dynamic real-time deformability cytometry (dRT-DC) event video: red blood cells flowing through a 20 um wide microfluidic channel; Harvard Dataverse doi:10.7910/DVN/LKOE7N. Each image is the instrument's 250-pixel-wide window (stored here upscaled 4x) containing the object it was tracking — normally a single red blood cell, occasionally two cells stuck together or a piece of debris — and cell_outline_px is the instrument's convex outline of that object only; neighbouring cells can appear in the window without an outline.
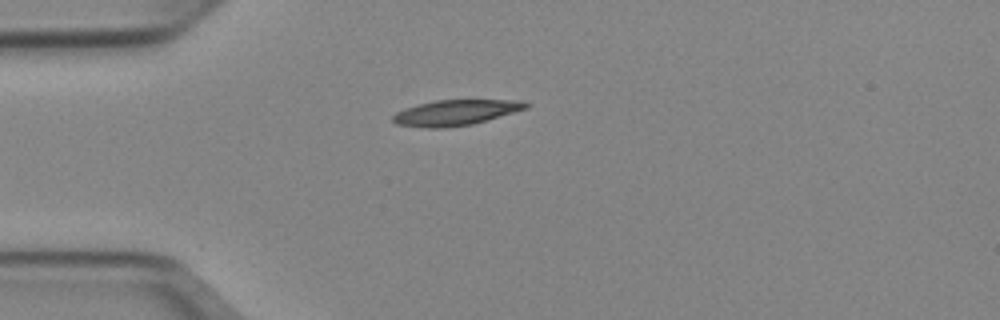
{"species": "Egyptian fruit bat (a non-hibernating species)", "species_latin": "Rousettus aegyptiacus", "temperature_condition": "cold", "stored_images_in_passage": 39, "camera_frame_rate_fps": 3000, "um_per_image_px": 0.085, "animal": {"sex": "female"}, "frame": {"image": 1, "passage_image": 1, "time_ms": 0.0, "image_size_px": [1000, 320], "cell_outline_px": [[528, 108], [472, 124], [444, 128], [424, 128], [396, 124], [392, 120], [392, 116], [396, 112], [404, 108], [436, 100], [524, 100], [528, 104]], "centroid_in_image_um": [38.7, 9.57], "position_along_channel_um": 46.3, "area_um2": 19.71}}
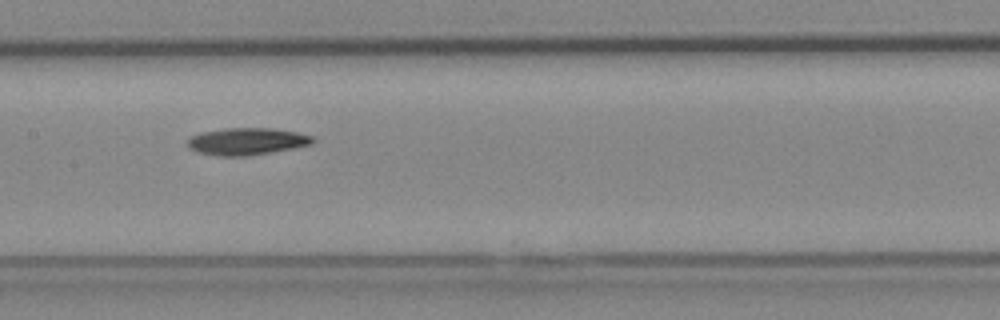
{"frame": {"image": 2, "passage_image": 13, "time_ms": 4.0, "image_size_px": [1000, 320], "cell_outline_px": [[316, 140], [312, 144], [292, 148], [248, 156], [220, 156], [200, 152], [188, 148], [188, 140], [192, 136], [200, 132], [224, 128], [272, 128], [296, 132], [312, 136]], "centroid_in_image_um": [20.98, 12.01], "position_along_channel_um": 186.4, "area_um2": 19.65}}
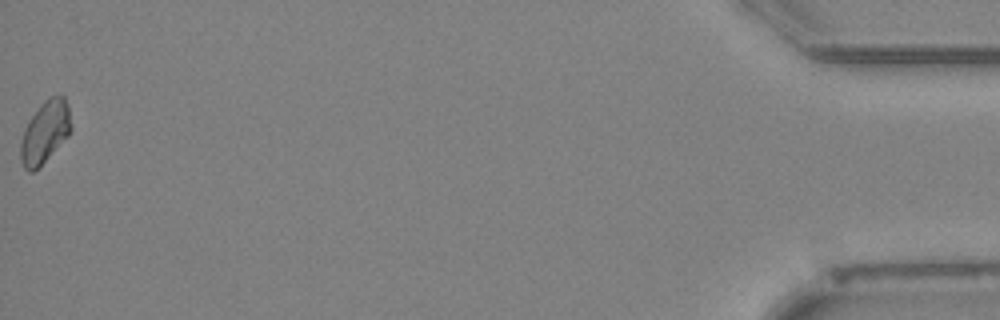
{"frame": {"image": 3, "passage_image": 39, "time_ms": 12.667, "image_size_px": [1000, 320], "cell_outline_px": [[72, 128], [68, 136], [32, 172], [28, 172], [24, 168], [20, 160], [20, 144], [24, 128], [28, 120], [40, 104], [48, 96], [64, 96], [68, 104]], "centroid_in_image_um": [3.81, 11.18], "position_along_channel_um": 431.4, "area_um2": 18.15}, "authors_computed_cell_mechanics": {"area_um2": 18.8428, "velocity_mm_per_s": 3.9563, "shape_relaxation_time_tau1_ms": 9.8675, "shape_relaxation_time_tau2_ms": null, "deformation_change_tau1": 0.1711, "deformation_change_tau2": null}}